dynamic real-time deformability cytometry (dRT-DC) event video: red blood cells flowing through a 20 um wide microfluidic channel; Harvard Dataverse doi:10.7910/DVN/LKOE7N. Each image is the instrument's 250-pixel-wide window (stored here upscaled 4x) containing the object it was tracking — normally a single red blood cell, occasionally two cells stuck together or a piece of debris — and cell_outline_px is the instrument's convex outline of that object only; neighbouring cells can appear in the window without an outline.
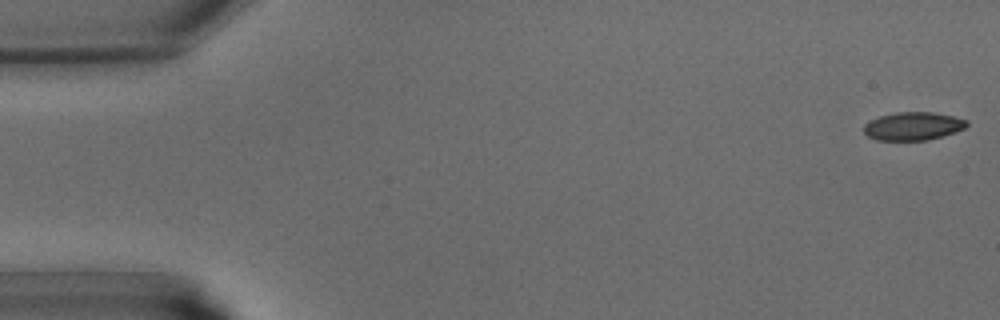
{"species": "common noctule bat (a hibernating species)", "species_latin": "Nyctalus noctula", "temperature_condition": "warm", "stored_images_in_passage": 41, "camera_frame_rate_fps": 3000, "um_per_image_px": 0.085, "animal": {"sex": "male", "body_mass_g": 15.6}, "frame": {"image": 1, "passage_image": 1, "time_ms": 0.0, "image_size_px": [1000, 320], "cell_outline_px": [[968, 124], [964, 128], [940, 136], [924, 140], [876, 140], [868, 136], [864, 132], [864, 124], [868, 120], [880, 116], [896, 112], [932, 112], [952, 116], [968, 120]], "centroid_in_image_um": [77.56, 10.71], "position_along_channel_um": 7.4, "area_um2": 16.7}}
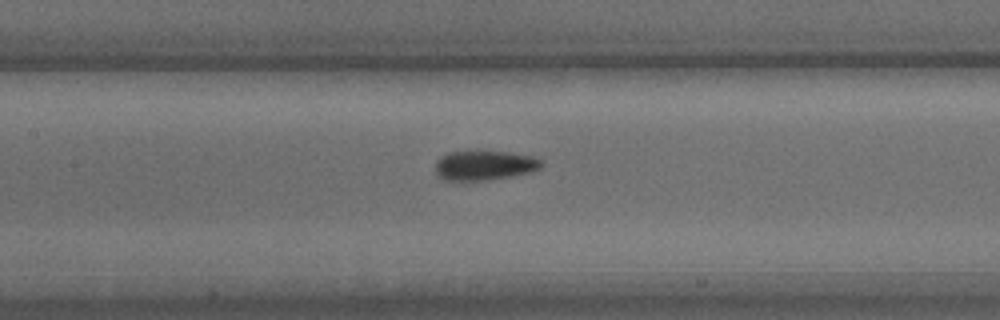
{"frame": {"image": 2, "passage_image": 19, "time_ms": 6.0, "image_size_px": [1000, 320], "cell_outline_px": [[544, 164], [540, 168], [532, 172], [512, 176], [488, 180], [444, 180], [436, 176], [436, 160], [440, 156], [448, 152], [508, 152], [532, 156], [540, 160]], "centroid_in_image_um": [41.17, 14.07], "position_along_channel_um": 166.2, "area_um2": 18.26}}
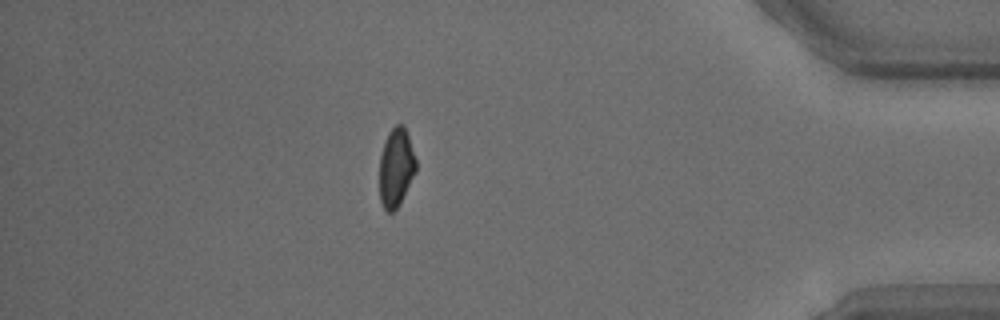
{"frame": {"image": 3, "passage_image": 36, "time_ms": 11.667, "image_size_px": [1000, 320], "cell_outline_px": [[416, 172], [396, 208], [392, 212], [388, 212], [384, 208], [380, 200], [380, 156], [384, 140], [388, 132], [396, 124], [404, 124], [416, 160]], "centroid_in_image_um": [33.65, 14.19], "position_along_channel_um": 401.5, "area_um2": 16.53}}